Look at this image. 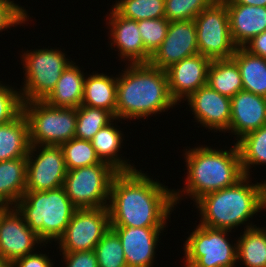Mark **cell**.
Returning <instances> with one entry per match:
<instances>
[{
	"label": "cell",
	"instance_id": "1",
	"mask_svg": "<svg viewBox=\"0 0 266 267\" xmlns=\"http://www.w3.org/2000/svg\"><path fill=\"white\" fill-rule=\"evenodd\" d=\"M138 171L118 172L111 183L110 227H166L174 190Z\"/></svg>",
	"mask_w": 266,
	"mask_h": 267
},
{
	"label": "cell",
	"instance_id": "2",
	"mask_svg": "<svg viewBox=\"0 0 266 267\" xmlns=\"http://www.w3.org/2000/svg\"><path fill=\"white\" fill-rule=\"evenodd\" d=\"M123 72L117 77V120L146 118L177 105L169 93L166 70L138 63Z\"/></svg>",
	"mask_w": 266,
	"mask_h": 267
},
{
	"label": "cell",
	"instance_id": "3",
	"mask_svg": "<svg viewBox=\"0 0 266 267\" xmlns=\"http://www.w3.org/2000/svg\"><path fill=\"white\" fill-rule=\"evenodd\" d=\"M184 155L188 176L186 187L182 191H174L175 205L179 203L182 193L196 202L207 193L235 185L245 176L237 143L229 151L201 146L186 149Z\"/></svg>",
	"mask_w": 266,
	"mask_h": 267
},
{
	"label": "cell",
	"instance_id": "4",
	"mask_svg": "<svg viewBox=\"0 0 266 267\" xmlns=\"http://www.w3.org/2000/svg\"><path fill=\"white\" fill-rule=\"evenodd\" d=\"M249 177L199 198L195 203L201 214L200 225L231 231L266 208V181L251 185Z\"/></svg>",
	"mask_w": 266,
	"mask_h": 267
},
{
	"label": "cell",
	"instance_id": "5",
	"mask_svg": "<svg viewBox=\"0 0 266 267\" xmlns=\"http://www.w3.org/2000/svg\"><path fill=\"white\" fill-rule=\"evenodd\" d=\"M15 207L43 242L58 240L77 209L63 186L47 191L25 192Z\"/></svg>",
	"mask_w": 266,
	"mask_h": 267
},
{
	"label": "cell",
	"instance_id": "6",
	"mask_svg": "<svg viewBox=\"0 0 266 267\" xmlns=\"http://www.w3.org/2000/svg\"><path fill=\"white\" fill-rule=\"evenodd\" d=\"M29 123L30 144L56 145L75 138L77 108L53 107L45 101L23 102Z\"/></svg>",
	"mask_w": 266,
	"mask_h": 267
},
{
	"label": "cell",
	"instance_id": "7",
	"mask_svg": "<svg viewBox=\"0 0 266 267\" xmlns=\"http://www.w3.org/2000/svg\"><path fill=\"white\" fill-rule=\"evenodd\" d=\"M64 54L51 48L27 50L21 55L25 71V84L21 89L23 102L44 101L48 97L71 63Z\"/></svg>",
	"mask_w": 266,
	"mask_h": 267
},
{
	"label": "cell",
	"instance_id": "8",
	"mask_svg": "<svg viewBox=\"0 0 266 267\" xmlns=\"http://www.w3.org/2000/svg\"><path fill=\"white\" fill-rule=\"evenodd\" d=\"M117 173L111 165L101 161L67 171L63 187L77 209L108 207L111 183Z\"/></svg>",
	"mask_w": 266,
	"mask_h": 267
},
{
	"label": "cell",
	"instance_id": "9",
	"mask_svg": "<svg viewBox=\"0 0 266 267\" xmlns=\"http://www.w3.org/2000/svg\"><path fill=\"white\" fill-rule=\"evenodd\" d=\"M199 54L212 60L231 58L237 46L229 25L226 4L215 0L194 19Z\"/></svg>",
	"mask_w": 266,
	"mask_h": 267
},
{
	"label": "cell",
	"instance_id": "10",
	"mask_svg": "<svg viewBox=\"0 0 266 267\" xmlns=\"http://www.w3.org/2000/svg\"><path fill=\"white\" fill-rule=\"evenodd\" d=\"M226 229L198 225L185 241V262L198 267H235L237 244L231 245Z\"/></svg>",
	"mask_w": 266,
	"mask_h": 267
},
{
	"label": "cell",
	"instance_id": "11",
	"mask_svg": "<svg viewBox=\"0 0 266 267\" xmlns=\"http://www.w3.org/2000/svg\"><path fill=\"white\" fill-rule=\"evenodd\" d=\"M109 228L108 207L76 209L58 239L60 251H93Z\"/></svg>",
	"mask_w": 266,
	"mask_h": 267
},
{
	"label": "cell",
	"instance_id": "12",
	"mask_svg": "<svg viewBox=\"0 0 266 267\" xmlns=\"http://www.w3.org/2000/svg\"><path fill=\"white\" fill-rule=\"evenodd\" d=\"M36 149L38 152L40 149L39 155L34 153ZM34 154L37 157L33 156ZM66 174L67 168L61 146L34 145L30 147L27 155L25 192L60 188L64 184Z\"/></svg>",
	"mask_w": 266,
	"mask_h": 267
},
{
	"label": "cell",
	"instance_id": "13",
	"mask_svg": "<svg viewBox=\"0 0 266 267\" xmlns=\"http://www.w3.org/2000/svg\"><path fill=\"white\" fill-rule=\"evenodd\" d=\"M36 243L44 244L16 207H0V258L9 266L32 254Z\"/></svg>",
	"mask_w": 266,
	"mask_h": 267
},
{
	"label": "cell",
	"instance_id": "14",
	"mask_svg": "<svg viewBox=\"0 0 266 267\" xmlns=\"http://www.w3.org/2000/svg\"><path fill=\"white\" fill-rule=\"evenodd\" d=\"M198 53L194 20L170 22L164 41L153 53L149 63L166 70L182 59Z\"/></svg>",
	"mask_w": 266,
	"mask_h": 267
},
{
	"label": "cell",
	"instance_id": "15",
	"mask_svg": "<svg viewBox=\"0 0 266 267\" xmlns=\"http://www.w3.org/2000/svg\"><path fill=\"white\" fill-rule=\"evenodd\" d=\"M210 63L209 58L198 53L166 69L169 93L176 103L182 99L186 101L192 93L207 84Z\"/></svg>",
	"mask_w": 266,
	"mask_h": 267
},
{
	"label": "cell",
	"instance_id": "16",
	"mask_svg": "<svg viewBox=\"0 0 266 267\" xmlns=\"http://www.w3.org/2000/svg\"><path fill=\"white\" fill-rule=\"evenodd\" d=\"M195 119L210 130L226 132L231 120V99L223 96L208 84L200 87L188 98ZM212 128V129H211Z\"/></svg>",
	"mask_w": 266,
	"mask_h": 267
},
{
	"label": "cell",
	"instance_id": "17",
	"mask_svg": "<svg viewBox=\"0 0 266 267\" xmlns=\"http://www.w3.org/2000/svg\"><path fill=\"white\" fill-rule=\"evenodd\" d=\"M119 237L127 267H152L159 235L165 227H110Z\"/></svg>",
	"mask_w": 266,
	"mask_h": 267
},
{
	"label": "cell",
	"instance_id": "18",
	"mask_svg": "<svg viewBox=\"0 0 266 267\" xmlns=\"http://www.w3.org/2000/svg\"><path fill=\"white\" fill-rule=\"evenodd\" d=\"M266 125V98L241 90L231 98L229 130L237 141L245 134Z\"/></svg>",
	"mask_w": 266,
	"mask_h": 267
},
{
	"label": "cell",
	"instance_id": "19",
	"mask_svg": "<svg viewBox=\"0 0 266 267\" xmlns=\"http://www.w3.org/2000/svg\"><path fill=\"white\" fill-rule=\"evenodd\" d=\"M108 25L111 28V45L118 48L122 59L129 64L149 63L151 55L145 50L138 21L119 15L113 8L110 11Z\"/></svg>",
	"mask_w": 266,
	"mask_h": 267
},
{
	"label": "cell",
	"instance_id": "20",
	"mask_svg": "<svg viewBox=\"0 0 266 267\" xmlns=\"http://www.w3.org/2000/svg\"><path fill=\"white\" fill-rule=\"evenodd\" d=\"M226 7L231 37L237 47L266 31V7L245 4H226Z\"/></svg>",
	"mask_w": 266,
	"mask_h": 267
},
{
	"label": "cell",
	"instance_id": "21",
	"mask_svg": "<svg viewBox=\"0 0 266 267\" xmlns=\"http://www.w3.org/2000/svg\"><path fill=\"white\" fill-rule=\"evenodd\" d=\"M73 61L62 72L53 91L44 100L53 107L77 108L84 94V73Z\"/></svg>",
	"mask_w": 266,
	"mask_h": 267
},
{
	"label": "cell",
	"instance_id": "22",
	"mask_svg": "<svg viewBox=\"0 0 266 267\" xmlns=\"http://www.w3.org/2000/svg\"><path fill=\"white\" fill-rule=\"evenodd\" d=\"M30 147L29 123L23 112L0 125V161L27 157Z\"/></svg>",
	"mask_w": 266,
	"mask_h": 267
},
{
	"label": "cell",
	"instance_id": "23",
	"mask_svg": "<svg viewBox=\"0 0 266 267\" xmlns=\"http://www.w3.org/2000/svg\"><path fill=\"white\" fill-rule=\"evenodd\" d=\"M27 157L0 161V207L15 206L26 189Z\"/></svg>",
	"mask_w": 266,
	"mask_h": 267
},
{
	"label": "cell",
	"instance_id": "24",
	"mask_svg": "<svg viewBox=\"0 0 266 267\" xmlns=\"http://www.w3.org/2000/svg\"><path fill=\"white\" fill-rule=\"evenodd\" d=\"M117 77L94 74L85 77L81 105L111 112L116 118Z\"/></svg>",
	"mask_w": 266,
	"mask_h": 267
},
{
	"label": "cell",
	"instance_id": "25",
	"mask_svg": "<svg viewBox=\"0 0 266 267\" xmlns=\"http://www.w3.org/2000/svg\"><path fill=\"white\" fill-rule=\"evenodd\" d=\"M239 67L243 90L266 98V58L252 55L237 47L231 57Z\"/></svg>",
	"mask_w": 266,
	"mask_h": 267
},
{
	"label": "cell",
	"instance_id": "26",
	"mask_svg": "<svg viewBox=\"0 0 266 267\" xmlns=\"http://www.w3.org/2000/svg\"><path fill=\"white\" fill-rule=\"evenodd\" d=\"M122 131L115 128L113 123H109L100 129L91 140L92 146L100 161L111 165L118 172H128L136 170L127 160L118 157L117 153L120 151L122 140Z\"/></svg>",
	"mask_w": 266,
	"mask_h": 267
},
{
	"label": "cell",
	"instance_id": "27",
	"mask_svg": "<svg viewBox=\"0 0 266 267\" xmlns=\"http://www.w3.org/2000/svg\"><path fill=\"white\" fill-rule=\"evenodd\" d=\"M207 84L218 93L232 98L243 90L237 63L232 59L212 60L208 68Z\"/></svg>",
	"mask_w": 266,
	"mask_h": 267
},
{
	"label": "cell",
	"instance_id": "28",
	"mask_svg": "<svg viewBox=\"0 0 266 267\" xmlns=\"http://www.w3.org/2000/svg\"><path fill=\"white\" fill-rule=\"evenodd\" d=\"M239 238L236 242L237 260H242L246 267H266L265 228L248 223L243 235Z\"/></svg>",
	"mask_w": 266,
	"mask_h": 267
},
{
	"label": "cell",
	"instance_id": "29",
	"mask_svg": "<svg viewBox=\"0 0 266 267\" xmlns=\"http://www.w3.org/2000/svg\"><path fill=\"white\" fill-rule=\"evenodd\" d=\"M236 143L245 176L250 175L251 165L266 164V125L245 134Z\"/></svg>",
	"mask_w": 266,
	"mask_h": 267
},
{
	"label": "cell",
	"instance_id": "30",
	"mask_svg": "<svg viewBox=\"0 0 266 267\" xmlns=\"http://www.w3.org/2000/svg\"><path fill=\"white\" fill-rule=\"evenodd\" d=\"M115 116L104 109L80 105L77 107L75 138L91 141L104 126L113 122Z\"/></svg>",
	"mask_w": 266,
	"mask_h": 267
},
{
	"label": "cell",
	"instance_id": "31",
	"mask_svg": "<svg viewBox=\"0 0 266 267\" xmlns=\"http://www.w3.org/2000/svg\"><path fill=\"white\" fill-rule=\"evenodd\" d=\"M117 2L113 9L122 17L130 20L140 21L165 16V0H120Z\"/></svg>",
	"mask_w": 266,
	"mask_h": 267
},
{
	"label": "cell",
	"instance_id": "32",
	"mask_svg": "<svg viewBox=\"0 0 266 267\" xmlns=\"http://www.w3.org/2000/svg\"><path fill=\"white\" fill-rule=\"evenodd\" d=\"M67 171L100 163L92 142L73 138L61 145Z\"/></svg>",
	"mask_w": 266,
	"mask_h": 267
},
{
	"label": "cell",
	"instance_id": "33",
	"mask_svg": "<svg viewBox=\"0 0 266 267\" xmlns=\"http://www.w3.org/2000/svg\"><path fill=\"white\" fill-rule=\"evenodd\" d=\"M98 267H127L118 235L109 228L94 249Z\"/></svg>",
	"mask_w": 266,
	"mask_h": 267
},
{
	"label": "cell",
	"instance_id": "34",
	"mask_svg": "<svg viewBox=\"0 0 266 267\" xmlns=\"http://www.w3.org/2000/svg\"><path fill=\"white\" fill-rule=\"evenodd\" d=\"M215 0H165V18L169 22L194 20Z\"/></svg>",
	"mask_w": 266,
	"mask_h": 267
},
{
	"label": "cell",
	"instance_id": "35",
	"mask_svg": "<svg viewBox=\"0 0 266 267\" xmlns=\"http://www.w3.org/2000/svg\"><path fill=\"white\" fill-rule=\"evenodd\" d=\"M169 23L165 17L138 21L144 48L151 56L164 41Z\"/></svg>",
	"mask_w": 266,
	"mask_h": 267
},
{
	"label": "cell",
	"instance_id": "36",
	"mask_svg": "<svg viewBox=\"0 0 266 267\" xmlns=\"http://www.w3.org/2000/svg\"><path fill=\"white\" fill-rule=\"evenodd\" d=\"M22 112L23 101L20 91L0 83V125L12 121Z\"/></svg>",
	"mask_w": 266,
	"mask_h": 267
},
{
	"label": "cell",
	"instance_id": "37",
	"mask_svg": "<svg viewBox=\"0 0 266 267\" xmlns=\"http://www.w3.org/2000/svg\"><path fill=\"white\" fill-rule=\"evenodd\" d=\"M28 21V19L11 3L0 0V31Z\"/></svg>",
	"mask_w": 266,
	"mask_h": 267
},
{
	"label": "cell",
	"instance_id": "38",
	"mask_svg": "<svg viewBox=\"0 0 266 267\" xmlns=\"http://www.w3.org/2000/svg\"><path fill=\"white\" fill-rule=\"evenodd\" d=\"M66 267H98L95 251L62 252Z\"/></svg>",
	"mask_w": 266,
	"mask_h": 267
},
{
	"label": "cell",
	"instance_id": "39",
	"mask_svg": "<svg viewBox=\"0 0 266 267\" xmlns=\"http://www.w3.org/2000/svg\"><path fill=\"white\" fill-rule=\"evenodd\" d=\"M54 264L46 254L32 253L15 260L8 267H52Z\"/></svg>",
	"mask_w": 266,
	"mask_h": 267
},
{
	"label": "cell",
	"instance_id": "40",
	"mask_svg": "<svg viewBox=\"0 0 266 267\" xmlns=\"http://www.w3.org/2000/svg\"><path fill=\"white\" fill-rule=\"evenodd\" d=\"M243 48L252 55L266 58V31L253 37Z\"/></svg>",
	"mask_w": 266,
	"mask_h": 267
},
{
	"label": "cell",
	"instance_id": "41",
	"mask_svg": "<svg viewBox=\"0 0 266 267\" xmlns=\"http://www.w3.org/2000/svg\"><path fill=\"white\" fill-rule=\"evenodd\" d=\"M225 4H245L249 6L266 7V0H222Z\"/></svg>",
	"mask_w": 266,
	"mask_h": 267
},
{
	"label": "cell",
	"instance_id": "42",
	"mask_svg": "<svg viewBox=\"0 0 266 267\" xmlns=\"http://www.w3.org/2000/svg\"><path fill=\"white\" fill-rule=\"evenodd\" d=\"M4 1L14 5L26 18L29 17L27 12H26V10L24 9V7H21V6L17 5V4H15L14 1H10V0H4Z\"/></svg>",
	"mask_w": 266,
	"mask_h": 267
},
{
	"label": "cell",
	"instance_id": "43",
	"mask_svg": "<svg viewBox=\"0 0 266 267\" xmlns=\"http://www.w3.org/2000/svg\"><path fill=\"white\" fill-rule=\"evenodd\" d=\"M185 267H198L197 265H195L192 262H185Z\"/></svg>",
	"mask_w": 266,
	"mask_h": 267
},
{
	"label": "cell",
	"instance_id": "44",
	"mask_svg": "<svg viewBox=\"0 0 266 267\" xmlns=\"http://www.w3.org/2000/svg\"><path fill=\"white\" fill-rule=\"evenodd\" d=\"M0 267H8V265L0 258Z\"/></svg>",
	"mask_w": 266,
	"mask_h": 267
}]
</instances>
